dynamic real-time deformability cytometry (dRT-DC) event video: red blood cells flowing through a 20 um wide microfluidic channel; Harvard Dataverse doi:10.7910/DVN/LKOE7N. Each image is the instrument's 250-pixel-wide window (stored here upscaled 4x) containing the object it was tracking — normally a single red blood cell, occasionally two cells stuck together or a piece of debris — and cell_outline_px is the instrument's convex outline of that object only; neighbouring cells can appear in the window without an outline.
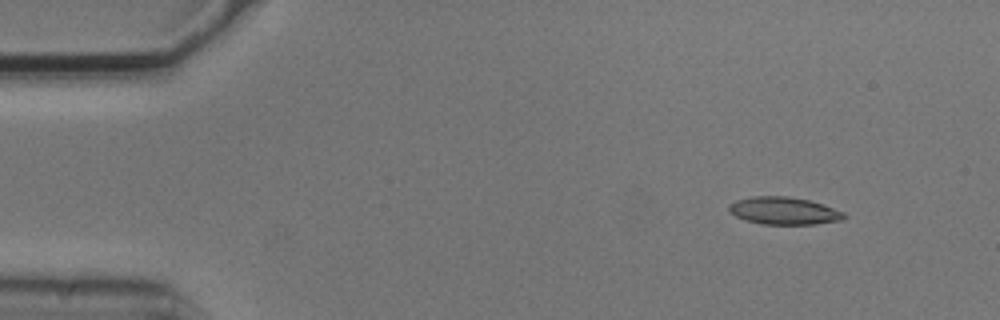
{"species": "common noctule bat (a hibernating species)", "species_latin": "Nyctalus noctula", "temperature_condition": "cold", "stored_images_in_passage": 5, "segment_of_instrument_passage": [1, 2], "camera_frame_rate_fps": 3000, "um_per_image_px": 0.085, "animal": {"sex": "male", "body_mass_g": 20.5, "forearm_length_mm": 52.5}, "frame": {"image": 1, "passage_image": 2, "time_ms": 0.333, "image_size_px": [1000, 320], "cell_outline_px": [[848, 216], [840, 220], [816, 224], [764, 224], [744, 220], [728, 212], [728, 204], [736, 200], [752, 196], [788, 196], [808, 200], [824, 204], [844, 212]], "centroid_in_image_um": [66.61, 17.91], "position_along_channel_um": 18.4, "area_um2": 18.55}}
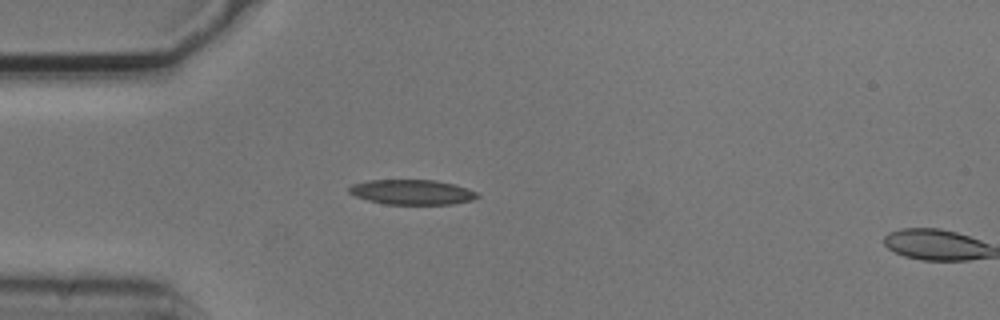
{"frame": {"image": 2, "passage_image": 4, "time_ms": 1.0, "image_size_px": [1000, 320], "cell_outline_px": [[480, 196], [472, 200], [452, 204], [384, 204], [368, 200], [356, 196], [348, 192], [348, 188], [352, 184], [368, 180], [436, 180], [456, 184], [468, 188], [476, 192]], "centroid_in_image_um": [35.03, 16.32], "position_along_channel_um": 50.0, "area_um2": 18.73}}